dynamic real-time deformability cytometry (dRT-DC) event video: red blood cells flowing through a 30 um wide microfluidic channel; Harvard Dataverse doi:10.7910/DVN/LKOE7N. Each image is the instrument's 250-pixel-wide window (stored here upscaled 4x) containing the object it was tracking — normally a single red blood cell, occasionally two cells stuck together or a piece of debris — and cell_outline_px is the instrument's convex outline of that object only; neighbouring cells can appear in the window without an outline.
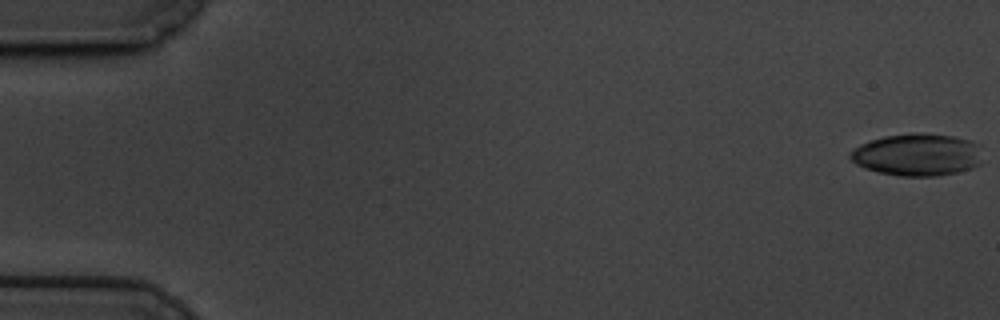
{"species": "common noctule bat (a hibernating species)", "species_latin": "Nyctalus noctula", "temperature_condition": "cold", "stored_images_in_passage": 52, "camera_frame_rate_fps": 3000, "um_per_image_px": 0.085, "animal": {"sex": "male", "body_mass_g": 19.5, "forearm_length_mm": 54.6}, "frame": {"image": 1, "passage_image": 1, "time_ms": 0.0, "image_size_px": [1000, 320], "cell_outline_px": [[980, 164], [972, 168], [956, 172], [936, 176], [900, 176], [880, 172], [864, 168], [856, 164], [848, 156], [860, 144], [884, 136], [912, 132], [924, 132], [952, 136], [972, 140], [980, 144]], "centroid_in_image_um": [78.0, 13.13], "position_along_channel_um": 7.0, "area_um2": 32.71}}
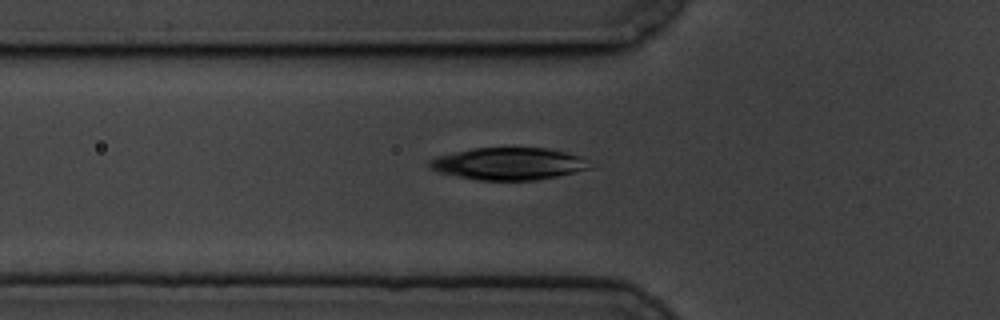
{"frame": {"image": 2, "passage_image": 22, "time_ms": 7.0, "image_size_px": [1000, 320], "cell_outline_px": [[592, 168], [556, 176], [536, 180], [476, 180], [440, 172], [428, 168], [428, 160], [436, 156], [476, 148], [548, 148], [580, 156]], "centroid_in_image_um": [43.19, 13.92], "position_along_channel_um": 82.6, "area_um2": 29.77}}
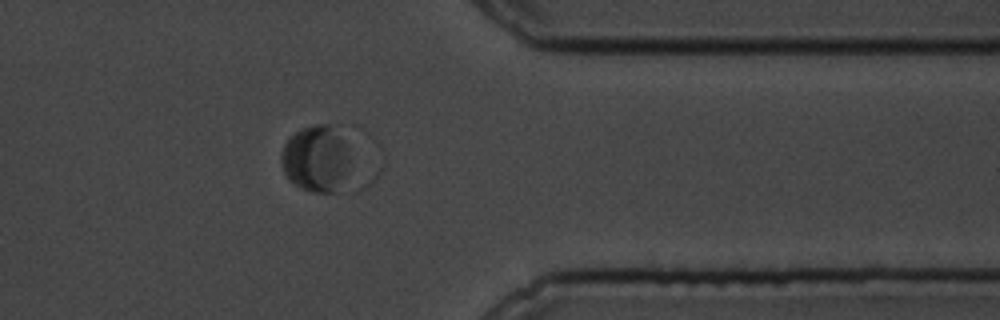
{"frame": {"image": 3, "passage_image": 51, "time_ms": 16.667, "image_size_px": [1000, 320], "cell_outline_px": [[348, 160], [344, 172], [336, 192], [312, 192], [300, 188], [292, 184], [288, 180], [284, 172], [280, 160], [284, 144], [296, 132], [304, 128], [316, 124], [328, 124], [344, 144]], "centroid_in_image_um": [26.76, 13.52], "position_along_channel_um": 384.6, "area_um2": 25.55}}